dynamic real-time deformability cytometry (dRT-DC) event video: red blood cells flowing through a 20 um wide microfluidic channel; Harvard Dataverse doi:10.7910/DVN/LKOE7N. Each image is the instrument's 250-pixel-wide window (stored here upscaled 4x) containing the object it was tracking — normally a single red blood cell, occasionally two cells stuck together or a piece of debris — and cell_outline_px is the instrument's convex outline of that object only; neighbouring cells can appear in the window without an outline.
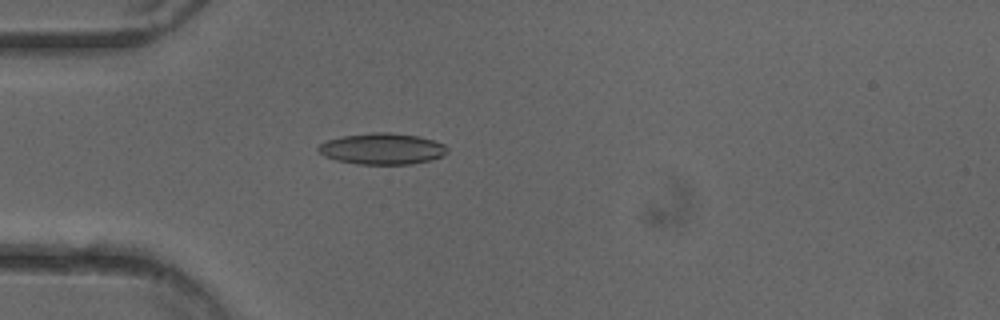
{"species": "common noctule bat (a hibernating species)", "species_latin": "Nyctalus noctula", "temperature_condition": "cold", "stored_images_in_passage": 50, "camera_frame_rate_fps": 3000, "um_per_image_px": 0.085, "animal": {"sex": "female"}, "frame": {"image": 1, "passage_image": 14, "time_ms": 4.333, "image_size_px": [1000, 320], "cell_outline_px": [[448, 152], [444, 156], [432, 160], [412, 164], [356, 164], [336, 160], [324, 156], [316, 148], [320, 144], [328, 140], [340, 136], [372, 132], [392, 132], [420, 136], [444, 144], [448, 148]], "centroid_in_image_um": [32.51, 12.64], "position_along_channel_um": 52.5, "area_um2": 23.76}}
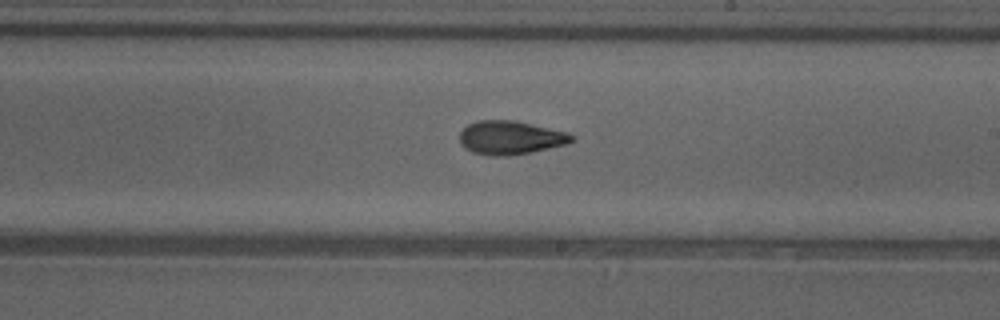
{"frame": {"image": 2, "passage_image": 29, "time_ms": 9.333, "image_size_px": [1000, 320], "cell_outline_px": [[576, 140], [568, 144], [532, 152], [508, 156], [492, 156], [472, 152], [464, 148], [460, 144], [460, 132], [468, 124], [476, 120], [516, 120], [568, 132], [576, 136]], "centroid_in_image_um": [43.42, 11.7], "position_along_channel_um": 245.6, "area_um2": 22.37}}
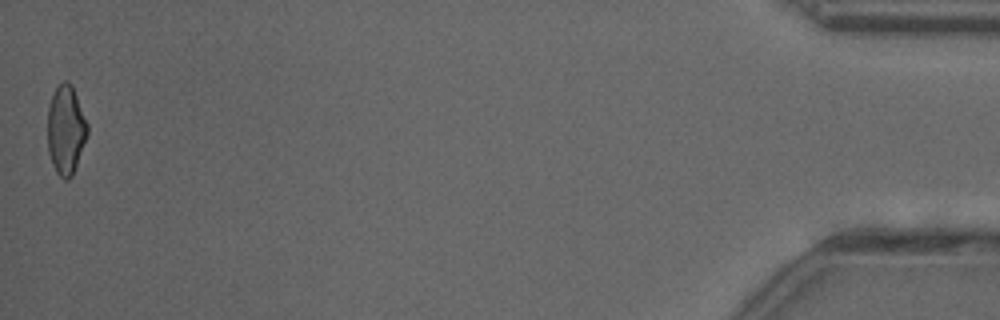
{"frame": {"image": 3, "passage_image": 50, "time_ms": 16.333, "image_size_px": [1000, 320], "cell_outline_px": [[88, 132], [72, 176], [68, 180], [64, 180], [56, 172], [52, 164], [48, 152], [48, 108], [52, 96], [56, 88], [64, 80], [68, 80], [72, 84], [88, 124]], "centroid_in_image_um": [5.59, 11.03], "position_along_channel_um": 429.6, "area_um2": 20.58}, "authors_computed_cell_mechanics": {"area_um2": 21.5594, "velocity_mm_per_s": 4.0464, "shape_relaxation_time_tau1_ms": 7.2254, "shape_relaxation_time_tau2_ms": 2.8029, "deformation_change_tau1": 0.1807, "deformation_change_tau2": 0.097}}